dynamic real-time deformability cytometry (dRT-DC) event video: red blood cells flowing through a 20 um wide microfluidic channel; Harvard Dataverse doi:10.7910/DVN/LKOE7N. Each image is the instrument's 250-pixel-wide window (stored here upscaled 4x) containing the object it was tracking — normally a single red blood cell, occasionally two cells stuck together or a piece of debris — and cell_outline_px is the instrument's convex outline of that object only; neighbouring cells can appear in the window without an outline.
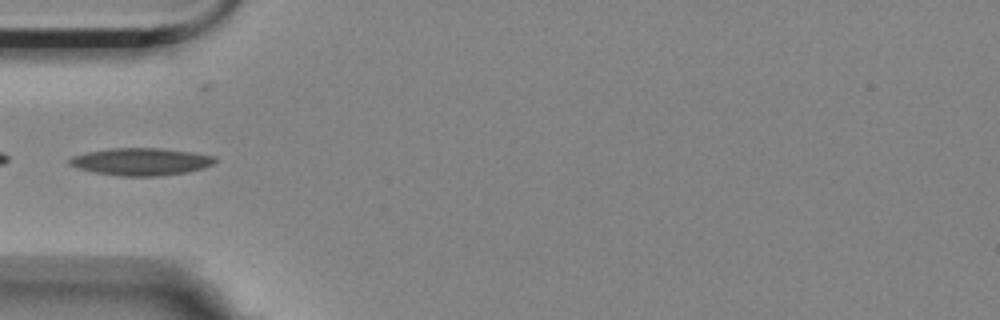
{"species": "Egyptian fruit bat (a non-hibernating species)", "species_latin": "Rousettus aegyptiacus", "temperature_condition": "room temperature", "stored_images_in_passage": 11, "camera_frame_rate_fps": 3000, "um_per_image_px": 0.085, "animal": {"sex": "female"}, "frame": {"image": 1, "passage_image": 1, "time_ms": 0.0, "image_size_px": [1000, 320], "cell_outline_px": [[216, 160], [212, 164], [204, 168], [188, 172], [160, 176], [120, 176], [96, 172], [80, 168], [68, 164], [68, 160], [72, 156], [88, 152], [112, 148], [164, 148], [192, 152], [216, 156]], "centroid_in_image_um": [12.03, 13.74], "position_along_channel_um": 73.0, "area_um2": 23.18}}
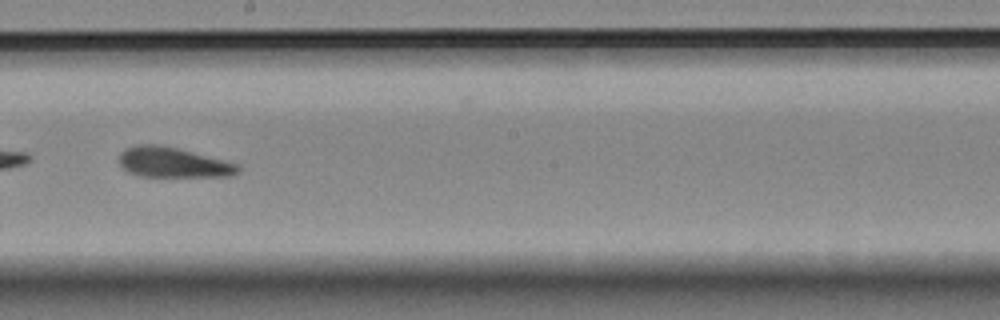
{"frame": {"image": 2, "passage_image": 5, "time_ms": 4.667, "image_size_px": [1000, 320], "cell_outline_px": [[240, 172], [232, 176], [140, 176], [128, 172], [116, 160], [120, 152], [124, 148], [136, 144], [160, 144], [240, 164]], "centroid_in_image_um": [14.67, 13.8], "position_along_channel_um": 233.5, "area_um2": 21.04}}
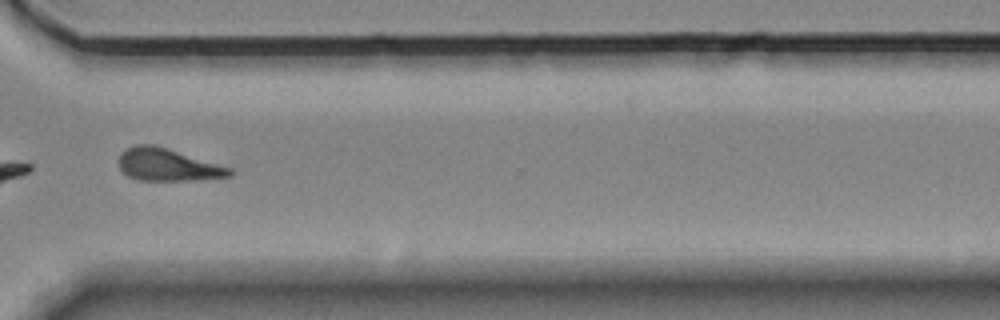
{"frame": {"image": 3, "passage_image": 8, "time_ms": 8.333, "image_size_px": [1000, 320], "cell_outline_px": [[232, 176], [192, 180], [140, 180], [128, 176], [120, 168], [120, 152], [136, 144], [156, 144], [232, 168]], "centroid_in_image_um": [14.26, 13.99], "position_along_channel_um": 356.3, "area_um2": 20.87}}